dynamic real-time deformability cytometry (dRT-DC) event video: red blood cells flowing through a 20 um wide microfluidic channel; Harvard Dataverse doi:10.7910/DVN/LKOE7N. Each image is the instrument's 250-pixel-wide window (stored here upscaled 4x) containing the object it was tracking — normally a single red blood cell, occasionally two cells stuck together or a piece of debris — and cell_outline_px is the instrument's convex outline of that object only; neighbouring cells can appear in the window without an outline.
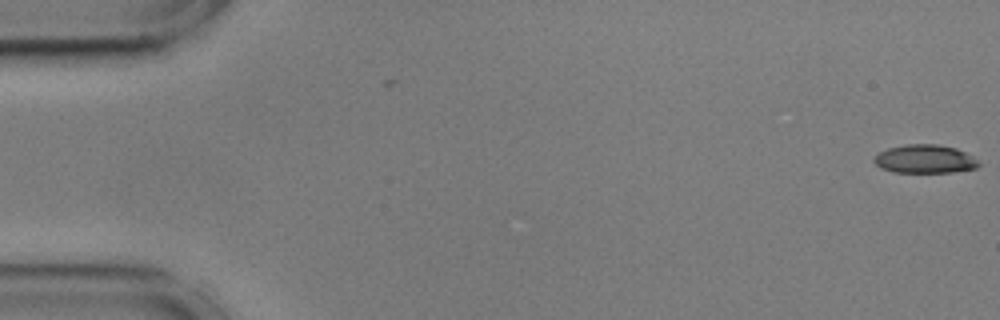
{"species": "common noctule bat (a hibernating species)", "species_latin": "Nyctalus noctula", "temperature_condition": "cold", "stored_images_in_passage": 5, "camera_frame_rate_fps": 3000, "um_per_image_px": 0.085, "animal": {"sex": "male", "body_mass_g": 17.9, "forearm_length_mm": 54.2}, "frame": {"image": 1, "passage_image": 5, "time_ms": 1.333, "image_size_px": [1000, 320], "cell_outline_px": [[980, 164], [976, 168], [952, 172], [892, 172], [880, 168], [872, 160], [880, 152], [888, 148], [908, 144], [936, 144], [956, 148], [964, 152], [976, 160]], "centroid_in_image_um": [78.58, 13.52], "position_along_channel_um": 6.4, "area_um2": 17.17}}